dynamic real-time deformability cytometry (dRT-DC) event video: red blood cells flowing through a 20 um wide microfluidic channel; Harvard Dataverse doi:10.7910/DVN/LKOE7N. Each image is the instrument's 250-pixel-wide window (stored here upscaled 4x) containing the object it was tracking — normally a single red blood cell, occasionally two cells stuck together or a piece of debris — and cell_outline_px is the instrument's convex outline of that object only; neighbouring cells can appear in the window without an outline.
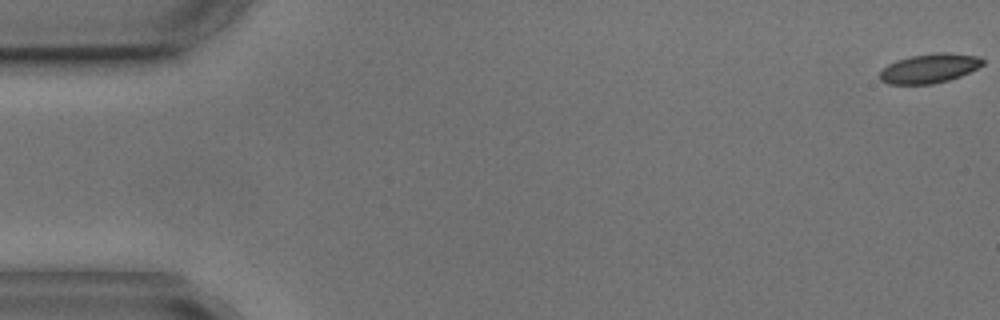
{"species": "common noctule bat (a hibernating species)", "species_latin": "Nyctalus noctula", "temperature_condition": "cold", "stored_images_in_passage": 4, "camera_frame_rate_fps": 3000, "um_per_image_px": 0.085, "animal": {"sex": "male", "body_mass_g": 17.9, "forearm_length_mm": 54.2}, "frame": {"image": 1, "passage_image": 1, "time_ms": 0.0, "image_size_px": [1000, 320], "cell_outline_px": [[984, 64], [960, 76], [948, 80], [932, 84], [888, 84], [880, 80], [880, 72], [888, 64], [896, 60], [912, 56], [936, 52], [948, 52], [980, 56], [984, 60]], "centroid_in_image_um": [79.01, 5.8], "position_along_channel_um": 6.0, "area_um2": 17.57}}
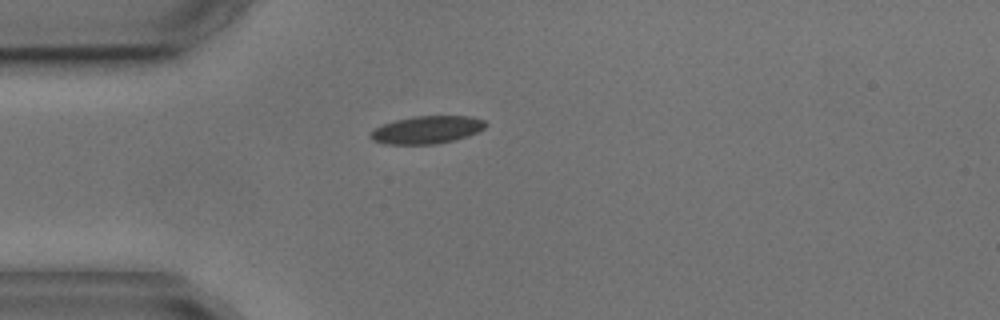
{"frame": {"image": 2, "passage_image": 4, "time_ms": 4.667, "image_size_px": [1000, 320], "cell_outline_px": [[488, 124], [484, 128], [468, 136], [436, 144], [384, 144], [372, 140], [368, 136], [368, 132], [384, 124], [396, 120], [412, 116], [472, 116], [484, 120]], "centroid_in_image_um": [36.26, 11.03], "position_along_channel_um": 48.7, "area_um2": 18.61}}